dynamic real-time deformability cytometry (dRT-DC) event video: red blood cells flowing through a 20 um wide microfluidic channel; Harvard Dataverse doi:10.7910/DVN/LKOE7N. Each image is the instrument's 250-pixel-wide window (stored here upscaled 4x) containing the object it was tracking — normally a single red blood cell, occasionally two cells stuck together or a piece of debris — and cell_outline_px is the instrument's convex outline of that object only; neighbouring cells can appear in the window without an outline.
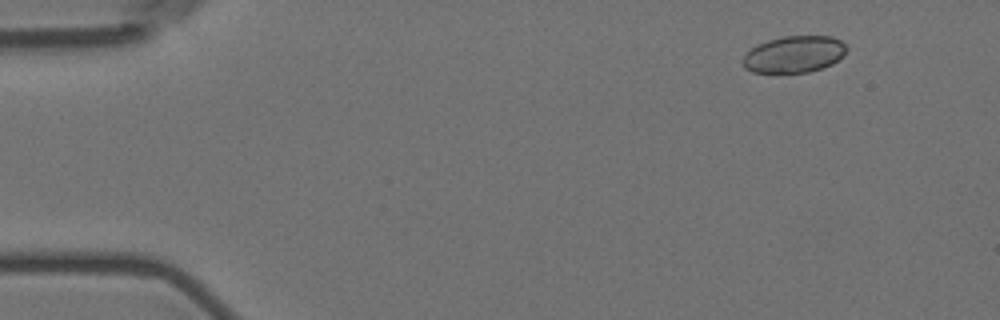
{"species": "Egyptian fruit bat (a non-hibernating species)", "species_latin": "Rousettus aegyptiacus", "temperature_condition": "room temperature", "stored_images_in_passage": 4, "camera_frame_rate_fps": 3000, "um_per_image_px": 0.085, "animal": {"sex": "female"}, "frame": {"image": 1, "passage_image": 1, "time_ms": 0.0, "image_size_px": [1000, 320], "cell_outline_px": [[848, 48], [832, 64], [808, 72], [752, 72], [744, 68], [740, 60], [752, 48], [768, 40], [784, 36], [832, 36], [840, 40]], "centroid_in_image_um": [67.47, 4.61], "position_along_channel_um": 17.5, "area_um2": 21.91}}
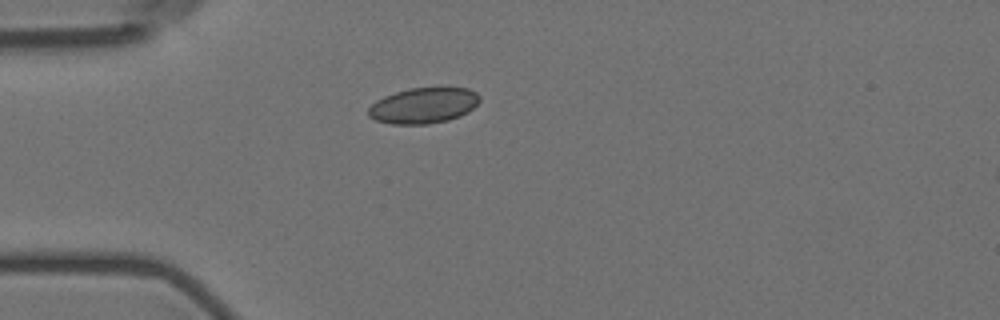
{"frame": {"image": 2, "passage_image": 4, "time_ms": 3.333, "image_size_px": [1000, 320], "cell_outline_px": [[480, 100], [468, 112], [460, 116], [448, 120], [428, 124], [392, 124], [376, 120], [368, 116], [368, 108], [376, 100], [384, 96], [408, 88], [440, 84], [468, 88], [476, 92], [480, 96]], "centroid_in_image_um": [36.03, 8.91], "position_along_channel_um": 49.0, "area_um2": 23.99}}